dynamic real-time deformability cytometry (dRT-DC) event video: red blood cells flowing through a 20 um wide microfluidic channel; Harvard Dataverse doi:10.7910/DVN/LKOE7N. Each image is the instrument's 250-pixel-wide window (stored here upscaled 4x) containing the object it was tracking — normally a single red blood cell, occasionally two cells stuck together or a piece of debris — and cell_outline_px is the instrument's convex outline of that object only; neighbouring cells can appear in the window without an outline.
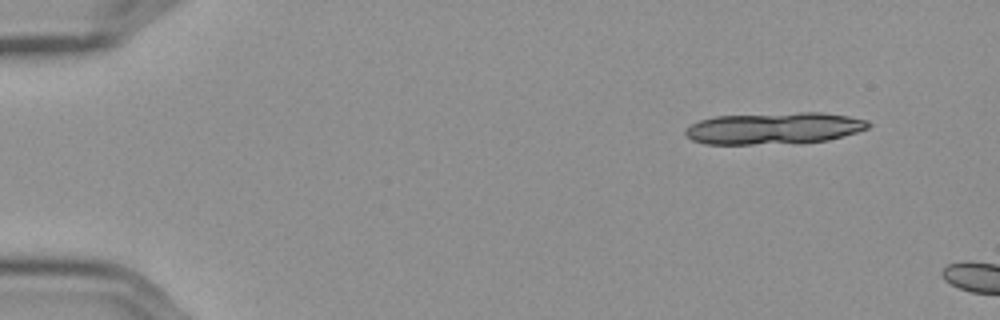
{"species": "Egyptian fruit bat (a non-hibernating species)", "species_latin": "Rousettus aegyptiacus", "temperature_condition": "cold", "stored_images_in_passage": 4, "camera_frame_rate_fps": 3000, "um_per_image_px": 0.085, "frame": {"image": 1, "passage_image": 1, "time_ms": 0.0, "image_size_px": [1000, 320], "cell_outline_px": [[872, 124], [868, 128], [856, 132], [828, 140], [752, 144], [704, 144], [692, 140], [684, 132], [692, 124], [700, 120], [716, 116], [800, 112], [824, 112], [848, 116], [864, 120]], "centroid_in_image_um": [65.78, 10.89], "position_along_channel_um": 19.2, "area_um2": 33.35}}